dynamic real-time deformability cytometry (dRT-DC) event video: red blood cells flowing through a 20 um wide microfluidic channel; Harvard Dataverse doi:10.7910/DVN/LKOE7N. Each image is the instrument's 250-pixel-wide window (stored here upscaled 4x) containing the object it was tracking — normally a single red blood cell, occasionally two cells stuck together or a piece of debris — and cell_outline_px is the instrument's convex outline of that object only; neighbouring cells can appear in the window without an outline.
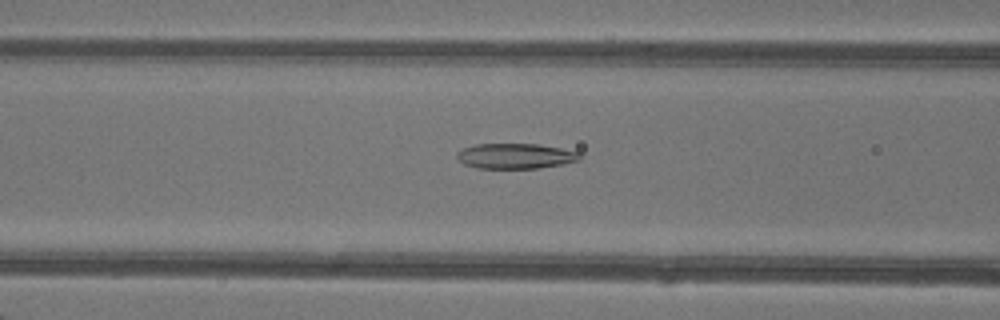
{"species": "common noctule bat (a hibernating species)", "species_latin": "Nyctalus noctula", "temperature_condition": "warm", "stored_images_in_passage": 35, "camera_frame_rate_fps": 3000, "um_per_image_px": 0.085, "animal": {"sex": "female"}, "frame": {"image": 1, "passage_image": 7, "time_ms": 2.0, "image_size_px": [1000, 320], "cell_outline_px": [[580, 160], [560, 164], [536, 168], [476, 168], [464, 164], [456, 156], [456, 152], [464, 148], [476, 144], [536, 144], [560, 148], [580, 152]], "centroid_in_image_um": [43.79, 13.26], "position_along_channel_um": 122.8, "area_um2": 17.92}}
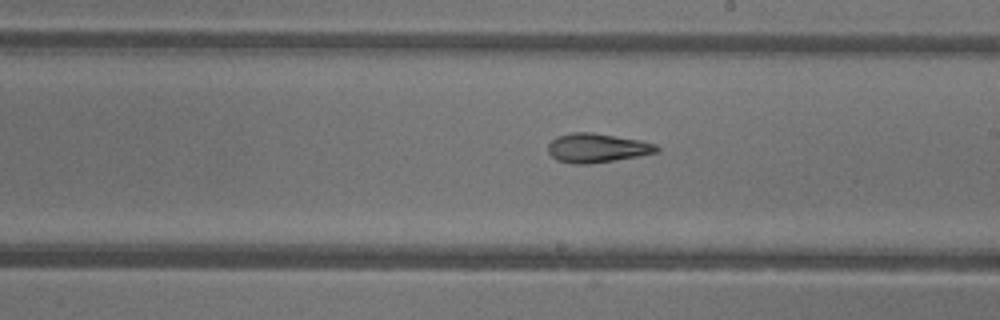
{"frame": {"image": 2, "passage_image": 15, "time_ms": 4.667, "image_size_px": [1000, 320], "cell_outline_px": [[660, 152], [588, 164], [576, 164], [556, 160], [548, 152], [548, 144], [556, 136], [572, 132], [592, 132], [640, 140], [656, 144], [660, 148]], "centroid_in_image_um": [50.74, 12.56], "position_along_channel_um": 238.3, "area_um2": 18.38}}
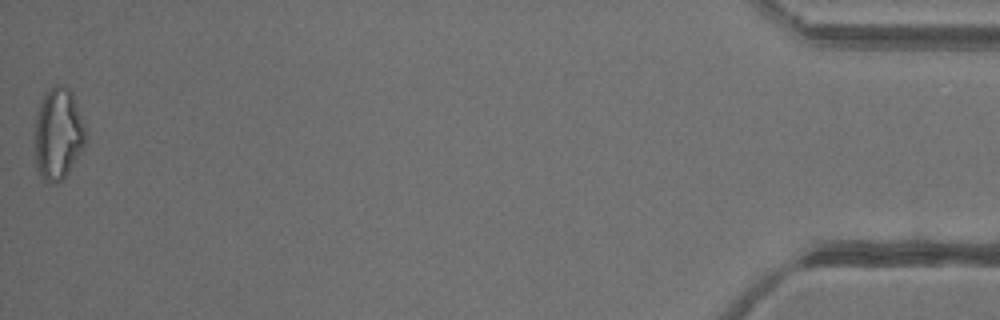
{"frame": {"image": 3, "passage_image": 35, "time_ms": 11.333, "image_size_px": [1000, 320], "cell_outline_px": [[88, 136], [84, 148], [68, 172], [60, 180], [52, 184], [44, 180], [40, 176], [36, 168], [36, 112], [48, 88], [52, 84], [64, 84], [72, 92], [84, 124]], "centroid_in_image_um": [4.96, 11.35], "position_along_channel_um": 430.2, "area_um2": 27.28}, "authors_computed_cell_mechanics": {"area_um2": 19.2474, "velocity_mm_per_s": 4.3245, "shape_relaxation_time_tau1_ms": null, "shape_relaxation_time_tau2_ms": 2.5061, "deformation_change_tau1": null, "deformation_change_tau2": 0.1186}}